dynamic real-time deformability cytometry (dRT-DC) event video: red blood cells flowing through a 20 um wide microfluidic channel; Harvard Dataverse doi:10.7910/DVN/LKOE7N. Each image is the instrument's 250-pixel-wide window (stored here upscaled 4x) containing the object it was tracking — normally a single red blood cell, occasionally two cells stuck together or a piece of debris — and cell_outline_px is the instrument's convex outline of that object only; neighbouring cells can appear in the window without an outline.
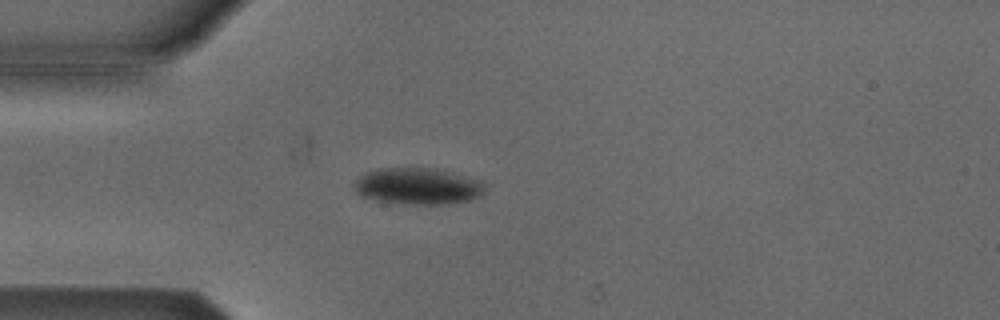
{"species": "Egyptian fruit bat (a non-hibernating species)", "species_latin": "Rousettus aegyptiacus", "temperature_condition": "cold", "stored_images_in_passage": 47, "camera_frame_rate_fps": 3000, "um_per_image_px": 0.085, "animal": {"sex": "male"}, "frame": {"image": 1, "passage_image": 8, "time_ms": 2.333, "image_size_px": [1000, 320], "cell_outline_px": [[484, 192], [480, 196], [472, 200], [444, 204], [404, 204], [376, 200], [360, 196], [356, 192], [356, 180], [360, 176], [368, 172], [380, 168], [436, 168], [484, 180]], "centroid_in_image_um": [35.58, 15.82], "position_along_channel_um": 49.4, "area_um2": 27.98}}
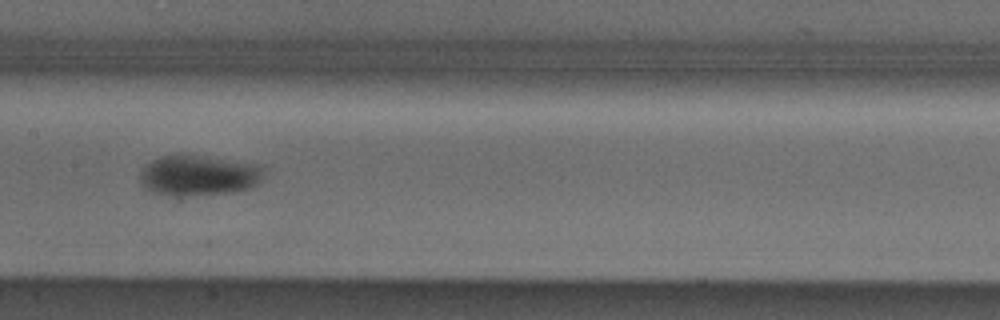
{"frame": {"image": 2, "passage_image": 20, "time_ms": 6.333, "image_size_px": [1000, 320], "cell_outline_px": [[264, 164], [260, 180], [256, 184], [248, 188], [236, 192], [168, 196], [144, 188], [140, 184], [140, 172], [144, 164], [160, 156], [180, 152], [184, 152]], "centroid_in_image_um": [16.86, 14.85], "position_along_channel_um": 190.5, "area_um2": 30.11}}
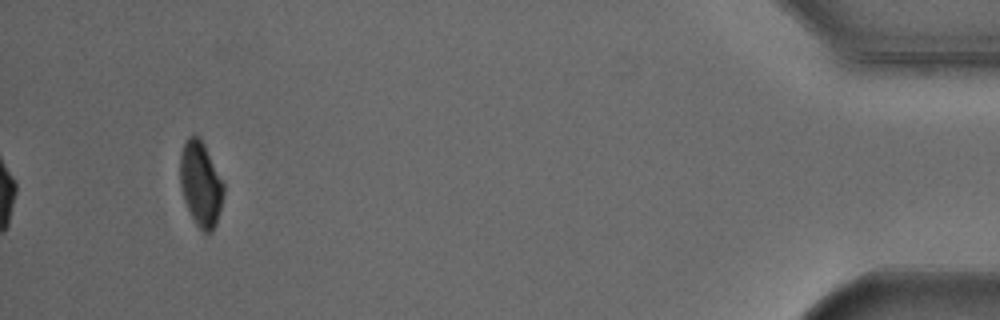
{"frame": {"image": 3, "passage_image": 44, "time_ms": 14.333, "image_size_px": [1000, 320], "cell_outline_px": [[224, 196], [216, 224], [212, 232], [204, 232], [196, 224], [184, 200], [180, 188], [180, 152], [188, 136], [200, 136], [224, 184]], "centroid_in_image_um": [17.05, 15.63], "position_along_channel_um": 418.1, "area_um2": 21.44}, "authors_computed_cell_mechanics": {"area_um2": 27.744, "velocity_mm_per_s": 3.8127, "shape_relaxation_time_tau1_ms": 3.4361, "shape_relaxation_time_tau2_ms": null, "deformation_change_tau1": 0.0884, "deformation_change_tau2": null}}